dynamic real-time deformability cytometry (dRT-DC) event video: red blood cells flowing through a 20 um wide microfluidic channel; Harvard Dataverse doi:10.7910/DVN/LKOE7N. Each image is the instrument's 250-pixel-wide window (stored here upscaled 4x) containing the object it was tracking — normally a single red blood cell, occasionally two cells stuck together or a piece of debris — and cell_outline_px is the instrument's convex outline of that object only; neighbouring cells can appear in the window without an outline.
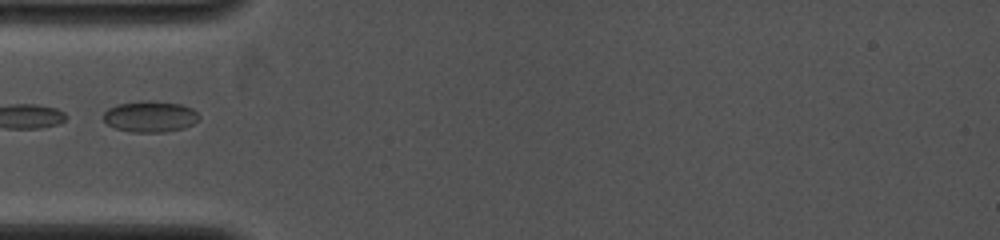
{"species": "common noctule bat (a hibernating species)", "species_latin": "Nyctalus noctula", "temperature_condition": "cold", "stored_images_in_passage": 21, "camera_frame_rate_fps": 4000, "um_per_image_px": 0.085, "animal": {"sex": "female", "body_mass_g": 19.0, "forearm_length_mm": 53.3}, "frame": {"image": 1, "passage_image": 1, "time_ms": 0.0, "image_size_px": [1000, 240], "cell_outline_px": [[200, 120], [184, 128], [164, 132], [132, 132], [116, 128], [108, 124], [100, 116], [108, 108], [116, 104], [180, 104], [192, 108], [200, 116]], "centroid_in_image_um": [12.76, 9.97], "position_along_channel_um": 72.2, "area_um2": 16.53}}